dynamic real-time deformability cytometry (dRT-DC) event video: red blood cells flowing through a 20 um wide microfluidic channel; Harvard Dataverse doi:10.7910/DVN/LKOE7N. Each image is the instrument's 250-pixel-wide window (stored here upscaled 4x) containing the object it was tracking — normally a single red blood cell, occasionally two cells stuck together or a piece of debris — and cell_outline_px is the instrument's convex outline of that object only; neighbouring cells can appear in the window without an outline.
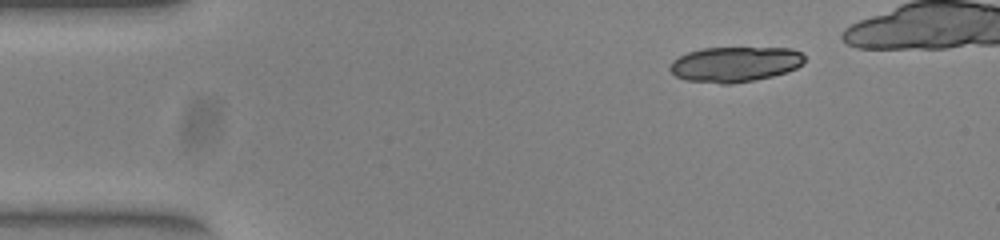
{"species": "common noctule bat (a hibernating species)", "species_latin": "Nyctalus noctula", "temperature_condition": "warm", "stored_images_in_passage": 39, "camera_frame_rate_fps": 3000, "um_per_image_px": 0.085, "animal": {"sex": "female", "body_mass_g": 23.0, "forearm_length_mm": 53.4}, "frame": {"image": 1, "passage_image": 1, "time_ms": 0.0, "image_size_px": [1000, 240], "cell_outline_px": [[804, 64], [796, 68], [772, 76], [732, 84], [720, 84], [684, 80], [676, 76], [668, 68], [672, 60], [688, 52], [704, 48], [792, 48], [800, 52], [804, 56]], "centroid_in_image_um": [62.45, 5.46], "position_along_channel_um": 22.5, "area_um2": 27.63}}